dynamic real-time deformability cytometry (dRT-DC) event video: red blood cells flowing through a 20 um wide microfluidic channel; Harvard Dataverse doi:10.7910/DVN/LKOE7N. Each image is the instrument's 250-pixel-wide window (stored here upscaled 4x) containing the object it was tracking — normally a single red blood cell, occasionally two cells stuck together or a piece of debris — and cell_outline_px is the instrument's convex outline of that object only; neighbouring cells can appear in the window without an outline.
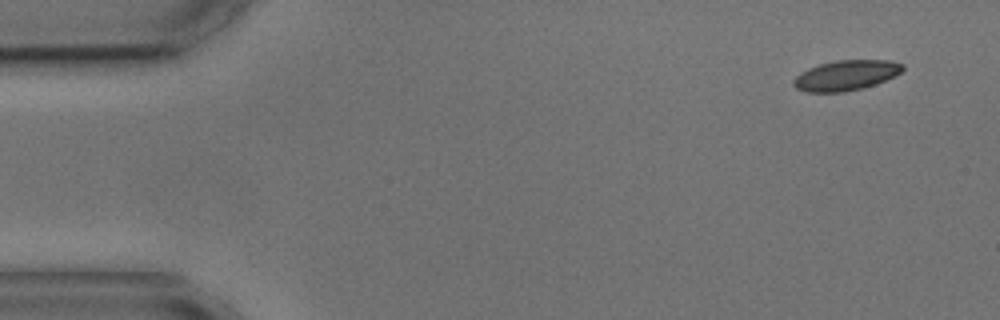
{"species": "common noctule bat (a hibernating species)", "species_latin": "Nyctalus noctula", "temperature_condition": "cold", "stored_images_in_passage": 5, "camera_frame_rate_fps": 3000, "um_per_image_px": 0.085, "animal": {"sex": "male", "body_mass_g": 17.9, "forearm_length_mm": 54.2}, "frame": {"image": 1, "passage_image": 5, "time_ms": 6.333, "image_size_px": [1000, 320], "cell_outline_px": [[904, 68], [900, 72], [876, 84], [864, 88], [844, 92], [804, 92], [796, 88], [792, 84], [792, 80], [800, 72], [808, 68], [820, 64], [836, 60], [888, 60], [904, 64]], "centroid_in_image_um": [71.86, 6.41], "position_along_channel_um": 13.1, "area_um2": 19.25}}